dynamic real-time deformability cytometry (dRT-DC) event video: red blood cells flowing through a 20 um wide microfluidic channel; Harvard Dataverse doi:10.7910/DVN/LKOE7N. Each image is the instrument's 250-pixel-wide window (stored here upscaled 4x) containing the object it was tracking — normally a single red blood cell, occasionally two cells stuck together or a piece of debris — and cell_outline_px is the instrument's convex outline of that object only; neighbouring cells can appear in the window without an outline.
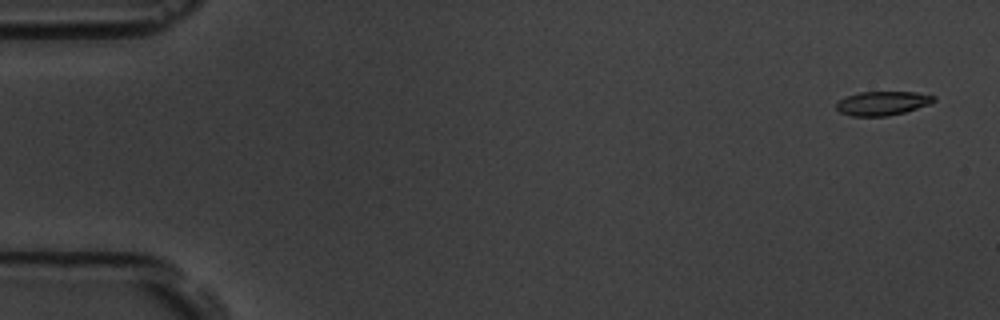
{"species": "common noctule bat (a hibernating species)", "species_latin": "Nyctalus noctula", "temperature_condition": "room temperature", "stored_images_in_passage": 14, "camera_frame_rate_fps": 3000, "um_per_image_px": 0.085, "animal": {"sex": "male", "body_mass_g": 19.5, "forearm_length_mm": 54.6}, "frame": {"image": 1, "passage_image": 1, "time_ms": 0.0, "image_size_px": [1000, 320], "cell_outline_px": [[936, 100], [928, 104], [904, 112], [888, 116], [852, 116], [840, 112], [836, 108], [836, 100], [860, 92], [916, 92], [936, 96]], "centroid_in_image_um": [74.98, 8.77], "position_along_channel_um": 10.0, "area_um2": 13.58}}
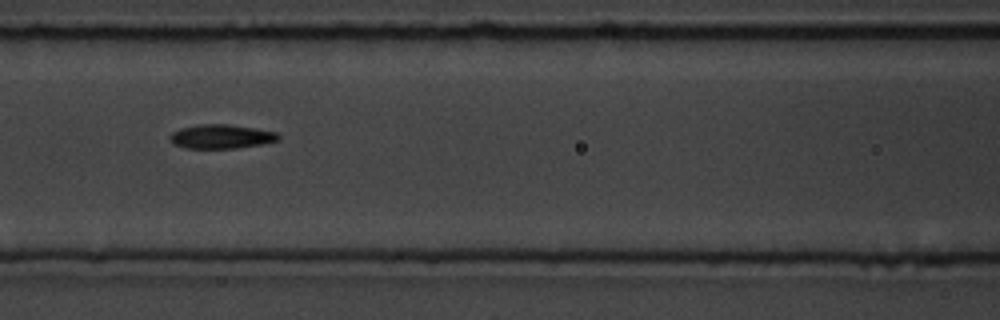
{"frame": {"image": 2, "passage_image": 7, "time_ms": 7.667, "image_size_px": [1000, 320], "cell_outline_px": [[280, 140], [260, 144], [236, 148], [188, 148], [172, 144], [168, 136], [172, 132], [180, 128], [196, 124], [228, 124], [256, 128], [276, 132], [280, 136]], "centroid_in_image_um": [18.77, 11.59], "position_along_channel_um": 147.8, "area_um2": 15.32}}
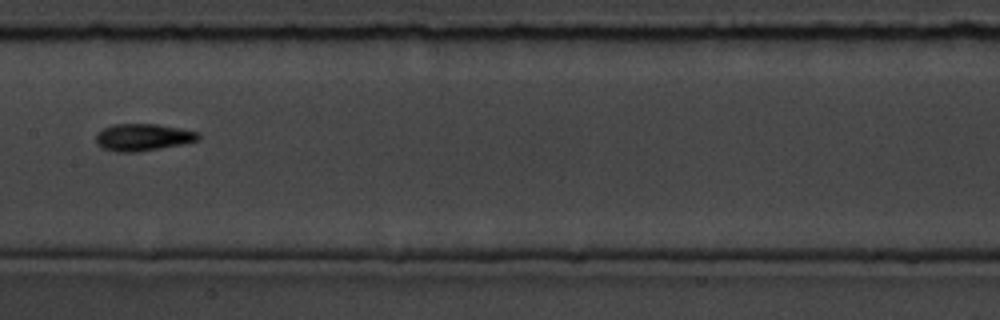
{"frame": {"image": 3, "passage_image": 8, "time_ms": 9.0, "image_size_px": [1000, 320], "cell_outline_px": [[200, 136], [196, 140], [180, 144], [160, 148], [136, 152], [116, 152], [104, 148], [96, 144], [96, 132], [112, 124], [156, 124], [180, 128], [196, 132]], "centroid_in_image_um": [12.08, 11.66], "position_along_channel_um": 195.3, "area_um2": 15.95}}